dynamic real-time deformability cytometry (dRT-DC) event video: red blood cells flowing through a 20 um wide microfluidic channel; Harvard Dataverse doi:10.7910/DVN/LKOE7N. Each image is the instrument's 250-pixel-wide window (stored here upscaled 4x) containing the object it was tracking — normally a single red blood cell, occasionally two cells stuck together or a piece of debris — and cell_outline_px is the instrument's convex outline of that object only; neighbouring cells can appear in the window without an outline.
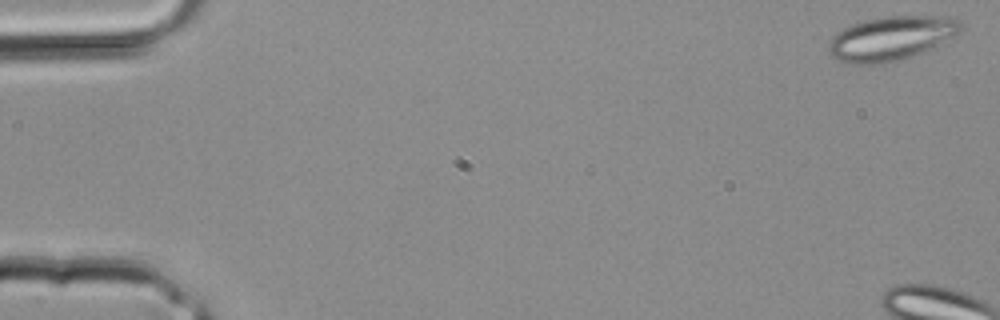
{"species": "common noctule bat (a hibernating species)", "species_latin": "Nyctalus noctula", "temperature_condition": "room temperature", "stored_images_in_passage": 4, "camera_frame_rate_fps": 3000, "um_per_image_px": 0.085, "animal": {"sex": "male", "body_mass_g": 20.4}, "frame": {"image": 1, "passage_image": 1, "time_ms": 0.0, "image_size_px": [1000, 320], "cell_outline_px": [[960, 32], [920, 52], [896, 60], [872, 64], [852, 64], [840, 60], [832, 56], [828, 52], [828, 44], [832, 36], [836, 32], [852, 24], [868, 20], [888, 16], [952, 16], [960, 24]], "centroid_in_image_um": [75.67, 3.24], "position_along_channel_um": 9.3, "area_um2": 33.06}}